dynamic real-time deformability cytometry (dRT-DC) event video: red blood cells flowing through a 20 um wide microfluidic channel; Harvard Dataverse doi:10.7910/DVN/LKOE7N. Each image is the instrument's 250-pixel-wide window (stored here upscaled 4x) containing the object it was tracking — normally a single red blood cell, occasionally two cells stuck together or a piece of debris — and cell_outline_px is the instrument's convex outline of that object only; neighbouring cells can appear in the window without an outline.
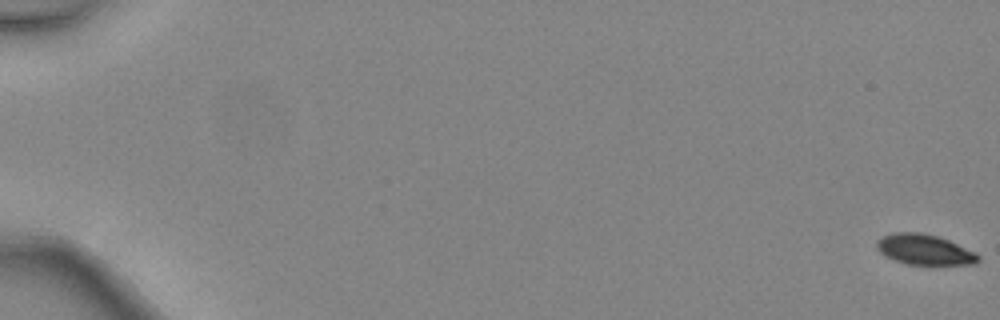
{"species": "common noctule bat (a hibernating species)", "species_latin": "Nyctalus noctula", "temperature_condition": "warm", "stored_images_in_passage": 6, "camera_frame_rate_fps": 3000, "um_per_image_px": 0.085, "animal": {"sex": "female", "body_mass_g": 24.6, "forearm_length_mm": 56.2}, "frame": {"image": 1, "passage_image": 1, "time_ms": 0.0, "image_size_px": [1000, 320], "cell_outline_px": [[980, 260], [976, 264], [908, 264], [896, 260], [880, 252], [876, 248], [876, 240], [880, 236], [892, 232], [920, 232], [936, 236], [948, 240], [976, 252], [980, 256]], "centroid_in_image_um": [78.57, 21.2], "position_along_channel_um": 6.4, "area_um2": 17.92}}
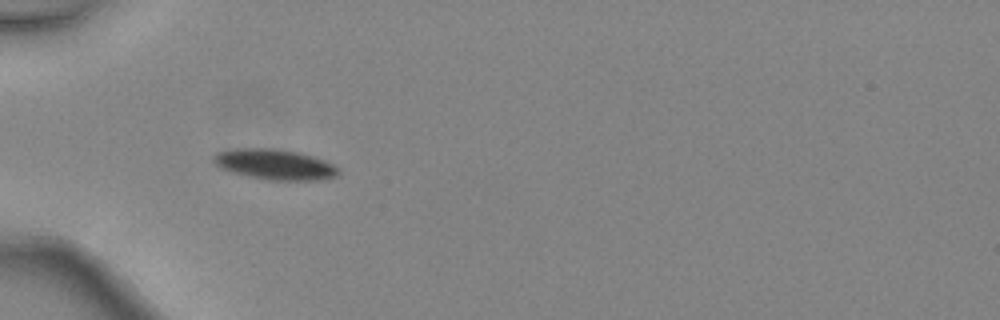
{"frame": {"image": 2, "passage_image": 5, "time_ms": 1.333, "image_size_px": [1000, 320], "cell_outline_px": [[340, 172], [336, 176], [320, 180], [268, 180], [248, 176], [232, 172], [220, 168], [212, 160], [212, 156], [216, 152], [236, 148], [276, 148], [300, 152], [324, 160], [340, 168]], "centroid_in_image_um": [23.35, 13.97], "position_along_channel_um": 61.7, "area_um2": 22.37}}
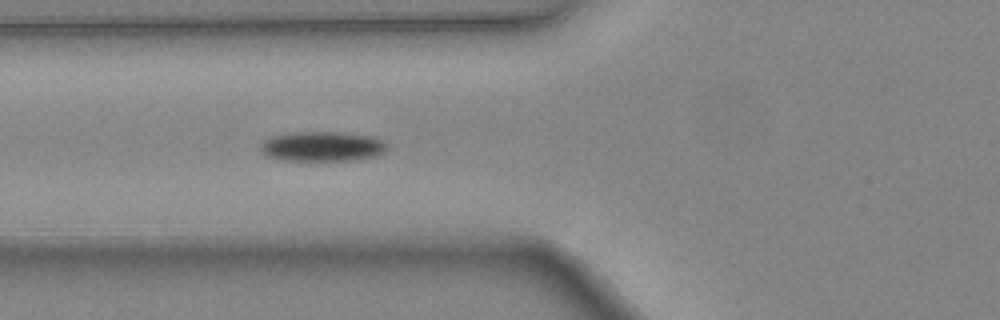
{"frame": {"image": 3, "passage_image": 6, "time_ms": 1.667, "image_size_px": [1000, 320], "cell_outline_px": [[384, 152], [376, 156], [352, 160], [284, 160], [268, 156], [260, 152], [260, 144], [264, 140], [272, 136], [292, 132], [340, 132], [368, 136], [380, 140], [384, 144]], "centroid_in_image_um": [27.31, 12.44], "position_along_channel_um": 98.5, "area_um2": 21.68}}